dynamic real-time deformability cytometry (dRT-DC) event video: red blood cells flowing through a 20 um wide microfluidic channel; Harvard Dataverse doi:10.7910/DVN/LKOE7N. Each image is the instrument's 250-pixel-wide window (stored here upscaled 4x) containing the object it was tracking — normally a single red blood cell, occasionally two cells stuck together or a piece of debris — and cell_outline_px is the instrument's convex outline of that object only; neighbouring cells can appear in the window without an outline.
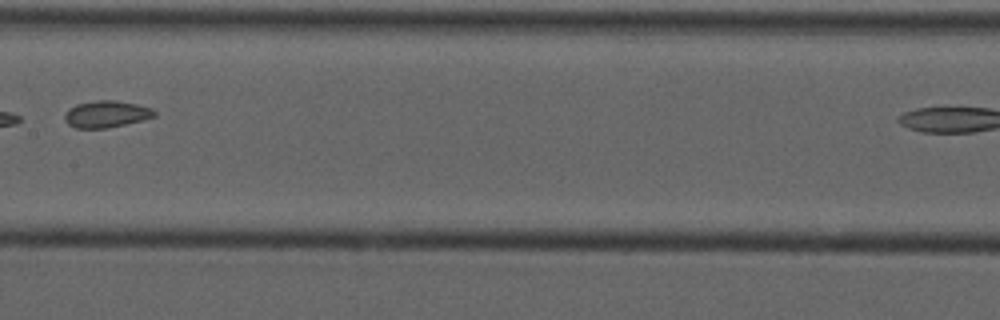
{"species": "common noctule bat (a hibernating species)", "species_latin": "Nyctalus noctula", "temperature_condition": "cold", "stored_images_in_passage": 4, "camera_frame_rate_fps": 3000, "um_per_image_px": 0.085, "animal": {"sex": "male", "forearm_length_mm": 52.5}, "frame": {"image": 1, "passage_image": 4, "time_ms": 3.333, "image_size_px": [1000, 320], "cell_outline_px": [[156, 116], [144, 120], [108, 128], [76, 128], [68, 124], [64, 120], [64, 116], [76, 104], [96, 100], [112, 100], [136, 104], [152, 108], [156, 112]], "centroid_in_image_um": [9.07, 9.71], "position_along_channel_um": 198.3, "area_um2": 13.93}}